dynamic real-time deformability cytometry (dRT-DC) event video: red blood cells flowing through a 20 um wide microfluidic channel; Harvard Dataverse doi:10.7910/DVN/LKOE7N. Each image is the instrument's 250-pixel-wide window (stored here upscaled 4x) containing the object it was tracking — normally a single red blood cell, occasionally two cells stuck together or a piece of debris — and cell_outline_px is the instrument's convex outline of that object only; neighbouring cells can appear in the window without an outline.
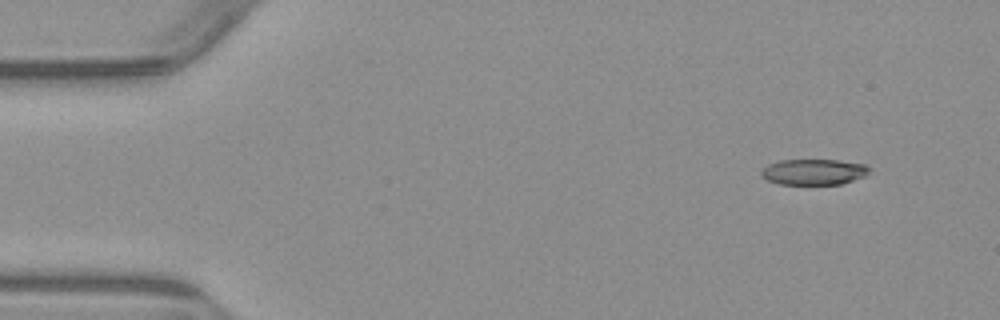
{"species": "common noctule bat (a hibernating species)", "species_latin": "Nyctalus noctula", "temperature_condition": "warm", "stored_images_in_passage": 4, "camera_frame_rate_fps": 3000, "um_per_image_px": 0.085, "animal": {"sex": "male", "body_mass_g": 23.1, "forearm_length_mm": 52.7}, "frame": {"image": 1, "passage_image": 1, "time_ms": 0.0, "image_size_px": [1000, 320], "cell_outline_px": [[868, 172], [864, 176], [840, 184], [780, 184], [768, 180], [760, 176], [760, 172], [768, 164], [780, 160], [840, 160], [868, 164]], "centroid_in_image_um": [69.15, 14.6], "position_along_channel_um": 15.8, "area_um2": 16.18}}
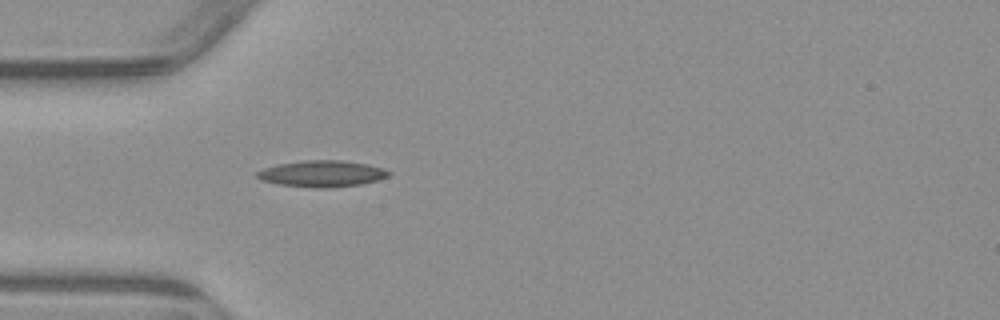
{"frame": {"image": 2, "passage_image": 4, "time_ms": 3.667, "image_size_px": [1000, 320], "cell_outline_px": [[392, 172], [388, 176], [376, 180], [360, 184], [328, 188], [316, 188], [276, 184], [260, 180], [256, 176], [256, 172], [264, 168], [280, 164], [304, 160], [340, 160], [368, 164], [384, 168]], "centroid_in_image_um": [27.36, 14.76], "position_along_channel_um": 57.6, "area_um2": 20.23}}